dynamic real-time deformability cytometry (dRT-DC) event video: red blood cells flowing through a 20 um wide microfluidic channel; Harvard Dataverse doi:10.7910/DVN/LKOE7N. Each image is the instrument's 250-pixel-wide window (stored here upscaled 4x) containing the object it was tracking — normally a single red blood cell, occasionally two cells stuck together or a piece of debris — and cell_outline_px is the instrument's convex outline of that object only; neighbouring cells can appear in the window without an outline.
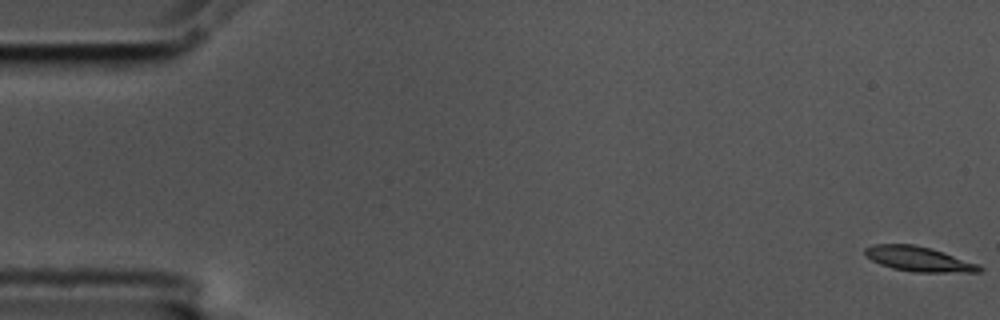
{"species": "common noctule bat (a hibernating species)", "species_latin": "Nyctalus noctula", "temperature_condition": "cold", "stored_images_in_passage": 57, "camera_frame_rate_fps": 3000, "um_per_image_px": 0.085, "animal": {"sex": "male", "body_mass_g": 17.5, "forearm_length_mm": 52.3}, "frame": {"image": 1, "passage_image": 1, "time_ms": 0.0, "image_size_px": [1000, 320], "cell_outline_px": [[984, 268], [980, 272], [916, 272], [892, 268], [880, 264], [864, 256], [864, 248], [872, 244], [912, 244], [944, 252], [980, 264]], "centroid_in_image_um": [78.09, 22.01], "position_along_channel_um": 6.9, "area_um2": 16.65}}
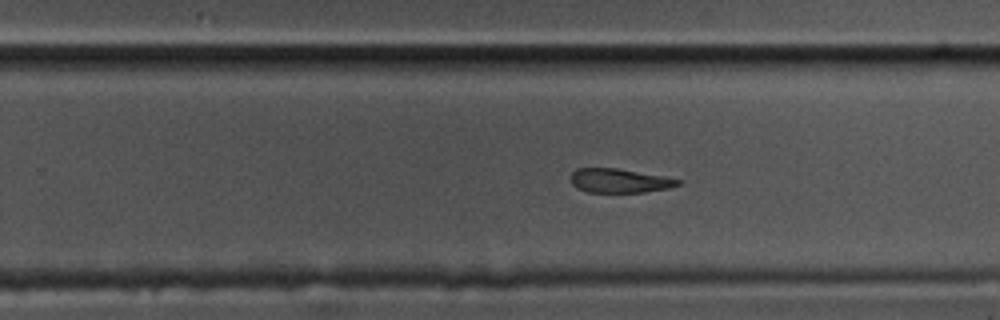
{"frame": {"image": 2, "passage_image": 36, "time_ms": 11.667, "image_size_px": [1000, 320], "cell_outline_px": [[684, 180], [680, 184], [668, 188], [644, 192], [588, 192], [576, 188], [572, 184], [568, 176], [576, 168], [616, 168]], "centroid_in_image_um": [52.6, 15.36], "position_along_channel_um": 277.2, "area_um2": 15.09}}
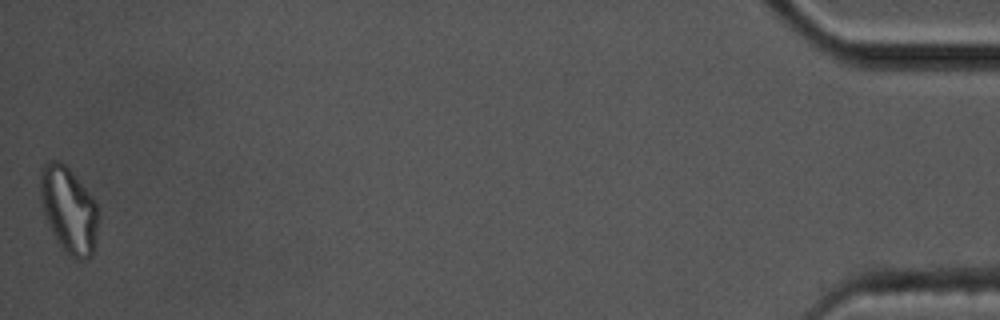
{"frame": {"image": 3, "passage_image": 57, "time_ms": 18.667, "image_size_px": [1000, 320], "cell_outline_px": [[100, 216], [92, 256], [84, 260], [76, 260], [64, 252], [60, 248], [44, 216], [40, 200], [40, 168], [48, 160], [56, 160], [64, 164], [72, 172], [92, 196], [96, 204]], "centroid_in_image_um": [5.84, 17.87], "position_along_channel_um": 429.4, "area_um2": 29.59}, "authors_computed_cell_mechanics": {"area_um2": 16.8198, "velocity_mm_per_s": 3.5457, "shape_relaxation_time_tau1_ms": 9.8671, "shape_relaxation_time_tau2_ms": 7.9343, "deformation_change_tau1": 0.2496, "deformation_change_tau2": 0.1762}}